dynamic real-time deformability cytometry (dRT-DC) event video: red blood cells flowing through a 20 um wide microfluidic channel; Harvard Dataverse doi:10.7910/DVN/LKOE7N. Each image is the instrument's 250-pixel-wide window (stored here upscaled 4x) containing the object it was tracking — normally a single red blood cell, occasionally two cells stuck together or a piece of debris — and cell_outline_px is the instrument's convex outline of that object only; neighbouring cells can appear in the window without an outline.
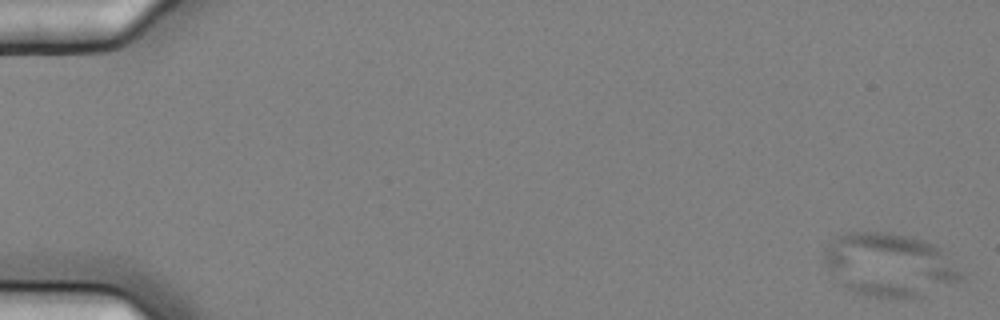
{"species": "common noctule bat (a hibernating species)", "species_latin": "Nyctalus noctula", "temperature_condition": "cold", "stored_images_in_passage": 5, "camera_frame_rate_fps": 3000, "um_per_image_px": 0.085, "animal": {"sex": "female", "body_mass_g": 25.1}, "frame": {"image": 1, "passage_image": 1, "time_ms": 0.0, "image_size_px": [1000, 320], "cell_outline_px": [[964, 276], [960, 280], [916, 296], [872, 296], [856, 292], [844, 288], [828, 272], [824, 264], [824, 252], [844, 232], [892, 232], [908, 236], [932, 244], [940, 248], [964, 272]], "centroid_in_image_um": [75.57, 22.48], "position_along_channel_um": 9.4, "area_um2": 49.53}}